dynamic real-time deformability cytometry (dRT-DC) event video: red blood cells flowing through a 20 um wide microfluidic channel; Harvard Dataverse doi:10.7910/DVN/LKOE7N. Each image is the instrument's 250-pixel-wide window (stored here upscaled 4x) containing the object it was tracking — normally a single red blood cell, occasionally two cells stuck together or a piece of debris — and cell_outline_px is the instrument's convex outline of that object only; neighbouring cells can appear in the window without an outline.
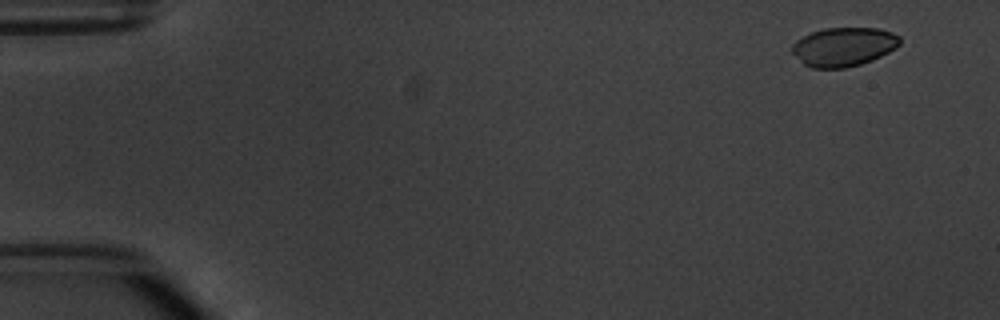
{"species": "common noctule bat (a hibernating species)", "species_latin": "Nyctalus noctula", "temperature_condition": "warm", "stored_images_in_passage": 6, "camera_frame_rate_fps": 3000, "um_per_image_px": 0.085, "animal": {"sex": "male", "body_mass_g": 20.1, "forearm_length_mm": 53.5}, "frame": {"image": 1, "passage_image": 1, "time_ms": 0.0, "image_size_px": [1000, 320], "cell_outline_px": [[900, 44], [896, 48], [872, 60], [860, 64], [844, 68], [812, 68], [804, 64], [792, 52], [792, 44], [796, 40], [812, 32], [824, 28], [880, 28], [892, 32], [900, 36]], "centroid_in_image_um": [71.72, 3.97], "position_along_channel_um": 13.3, "area_um2": 24.39}}
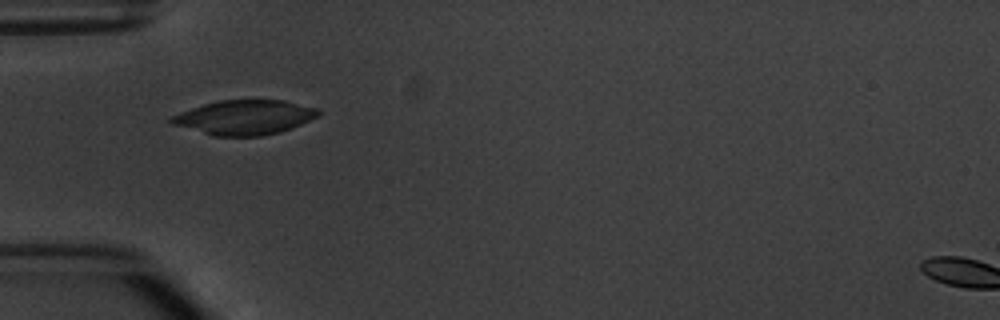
{"frame": {"image": 2, "passage_image": 5, "time_ms": 4.667, "image_size_px": [1000, 320], "cell_outline_px": [[320, 112], [316, 116], [292, 128], [280, 132], [260, 136], [212, 136], [168, 124], [168, 120], [172, 116], [192, 108], [204, 104], [220, 100], [284, 100], [316, 108]], "centroid_in_image_um": [20.72, 9.99], "position_along_channel_um": 64.3, "area_um2": 29.54}}